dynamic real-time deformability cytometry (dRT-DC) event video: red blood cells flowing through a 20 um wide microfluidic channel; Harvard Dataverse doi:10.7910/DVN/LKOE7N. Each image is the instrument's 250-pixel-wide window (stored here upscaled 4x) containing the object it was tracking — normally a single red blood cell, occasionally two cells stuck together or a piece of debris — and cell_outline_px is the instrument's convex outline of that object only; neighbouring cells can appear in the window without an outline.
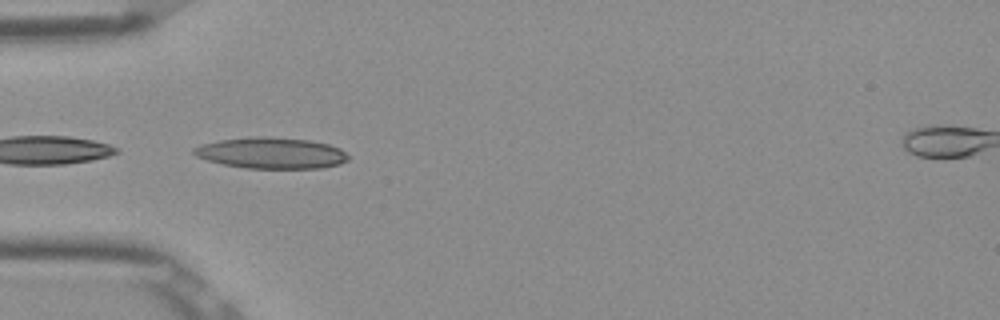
{"species": "Egyptian fruit bat (a non-hibernating species)", "species_latin": "Rousettus aegyptiacus", "temperature_condition": "room temperature", "stored_images_in_passage": 14, "segment_of_instrument_passage": [1, 2], "camera_frame_rate_fps": 3000, "um_per_image_px": 0.085, "frame": {"image": 1, "passage_image": 10, "time_ms": 3.0, "image_size_px": [1000, 320], "cell_outline_px": [[348, 160], [340, 164], [324, 168], [244, 168], [224, 164], [208, 160], [196, 156], [192, 152], [192, 148], [200, 144], [220, 140], [256, 136], [264, 136], [308, 140], [328, 144], [340, 148], [348, 156]], "centroid_in_image_um": [23.05, 13.01], "position_along_channel_um": 62.0, "area_um2": 27.98}}